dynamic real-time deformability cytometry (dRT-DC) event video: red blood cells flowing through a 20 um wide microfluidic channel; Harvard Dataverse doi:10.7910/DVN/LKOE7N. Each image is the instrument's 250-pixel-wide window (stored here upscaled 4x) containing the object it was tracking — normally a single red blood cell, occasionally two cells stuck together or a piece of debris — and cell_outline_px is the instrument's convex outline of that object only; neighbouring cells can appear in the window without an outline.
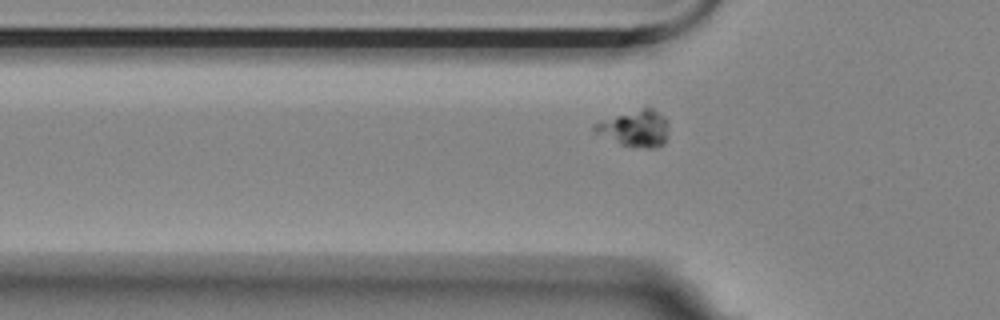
{"species": "Egyptian fruit bat (a non-hibernating species)", "species_latin": "Rousettus aegyptiacus", "temperature_condition": "room temperature", "stored_images_in_passage": 38, "camera_frame_rate_fps": 3000, "um_per_image_px": 0.085, "animal": {"sex": "female"}, "frame": {"image": 1, "passage_image": 4, "time_ms": 1.0, "image_size_px": [1000, 320], "cell_outline_px": [[668, 120], [664, 144], [652, 148], [648, 148], [620, 144], [592, 132], [592, 124], [600, 120], [644, 108], [652, 108], [664, 116]], "centroid_in_image_um": [53.92, 10.92], "position_along_channel_um": 71.9, "area_um2": 15.55}}
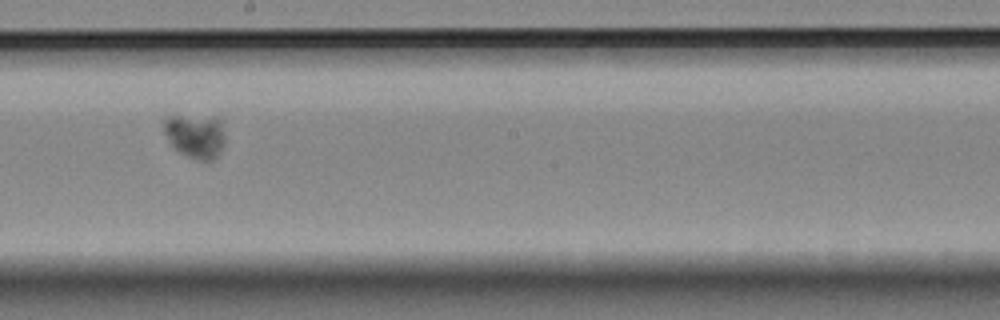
{"frame": {"image": 2, "passage_image": 18, "time_ms": 5.667, "image_size_px": [1000, 320], "cell_outline_px": [[224, 144], [220, 152], [212, 160], [200, 160], [188, 156], [180, 152], [168, 140], [164, 132], [164, 120], [168, 116], [220, 116], [224, 136]], "centroid_in_image_um": [16.64, 11.52], "position_along_channel_um": 231.6, "area_um2": 15.72}}
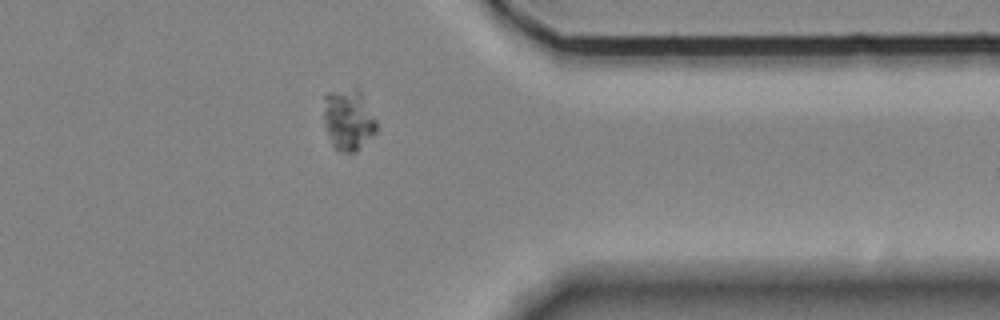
{"frame": {"image": 3, "passage_image": 32, "time_ms": 10.333, "image_size_px": [1000, 320], "cell_outline_px": [[376, 132], [356, 152], [340, 152], [332, 144], [324, 128], [324, 96], [328, 92], [356, 84], [360, 88], [376, 120]], "centroid_in_image_um": [29.6, 10.1], "position_along_channel_um": 381.8, "area_um2": 19.48}}